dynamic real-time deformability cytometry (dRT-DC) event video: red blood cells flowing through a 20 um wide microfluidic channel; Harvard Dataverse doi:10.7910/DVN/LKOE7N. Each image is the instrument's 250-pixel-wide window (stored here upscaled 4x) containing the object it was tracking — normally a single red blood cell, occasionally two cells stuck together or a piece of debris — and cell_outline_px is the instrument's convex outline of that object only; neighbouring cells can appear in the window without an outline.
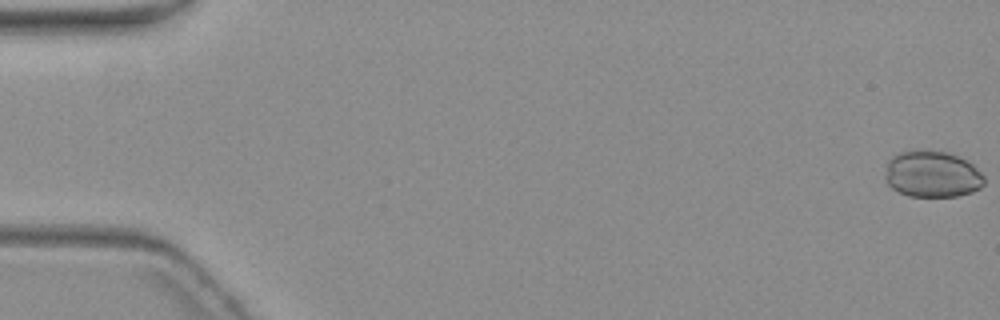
{"species": "common noctule bat (a hibernating species)", "species_latin": "Nyctalus noctula", "temperature_condition": "warm", "stored_images_in_passage": 7, "camera_frame_rate_fps": 3000, "um_per_image_px": 0.085, "animal": {"sex": "female", "body_mass_g": 19.3, "forearm_length_mm": 54.1}, "frame": {"image": 1, "passage_image": 1, "time_ms": 0.0, "image_size_px": [1000, 320], "cell_outline_px": [[984, 184], [980, 188], [972, 192], [956, 196], [908, 196], [892, 188], [888, 184], [884, 176], [888, 160], [892, 156], [900, 152], [948, 152], [972, 164], [984, 176]], "centroid_in_image_um": [79.23, 14.83], "position_along_channel_um": 5.8, "area_um2": 26.36}}
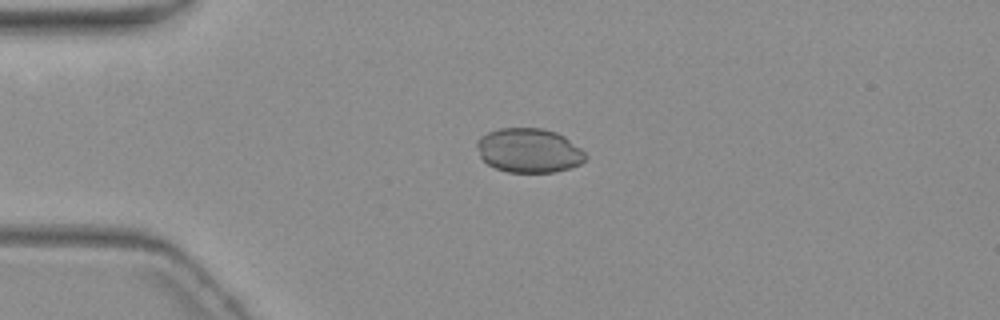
{"frame": {"image": 2, "passage_image": 5, "time_ms": 4.667, "image_size_px": [1000, 320], "cell_outline_px": [[588, 156], [580, 164], [572, 168], [556, 172], [508, 172], [496, 168], [488, 164], [480, 156], [476, 148], [476, 140], [480, 136], [488, 132], [500, 128], [544, 128], [556, 132], [564, 136], [580, 148]], "centroid_in_image_um": [44.95, 12.79], "position_along_channel_um": 40.0, "area_um2": 28.21}}